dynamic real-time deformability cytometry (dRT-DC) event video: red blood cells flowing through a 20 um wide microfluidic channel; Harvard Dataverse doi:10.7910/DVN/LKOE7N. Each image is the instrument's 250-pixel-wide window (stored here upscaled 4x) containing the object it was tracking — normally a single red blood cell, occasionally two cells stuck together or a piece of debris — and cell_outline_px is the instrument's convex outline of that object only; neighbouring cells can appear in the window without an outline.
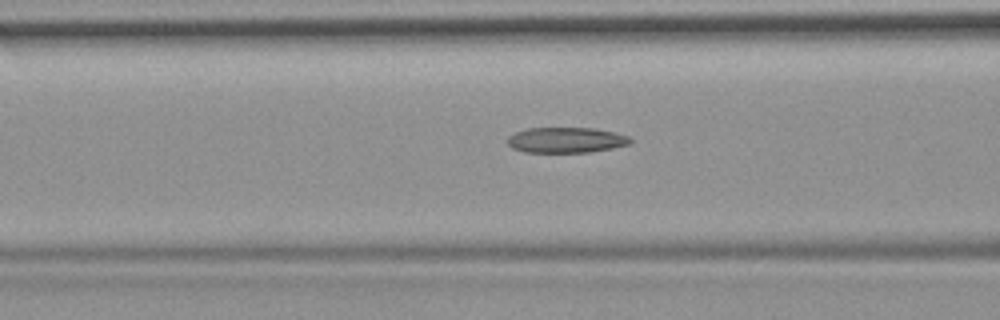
{"species": "common noctule bat (a hibernating species)", "species_latin": "Nyctalus noctula", "temperature_condition": "room temperature", "stored_images_in_passage": 40, "camera_frame_rate_fps": 3000, "um_per_image_px": 0.085, "animal": {"sex": "female", "body_mass_g": 19.9}, "frame": {"image": 1, "passage_image": 7, "time_ms": 2.0, "image_size_px": [1000, 320], "cell_outline_px": [[632, 144], [612, 148], [588, 152], [524, 152], [512, 148], [508, 144], [508, 136], [516, 132], [528, 128], [596, 128], [628, 136], [632, 140]], "centroid_in_image_um": [48.12, 11.9], "position_along_channel_um": 118.5, "area_um2": 18.21}, "authors_computed_cell_mechanics": {"area_um2": 18.3804, "velocity_mm_per_s": 3.7198, "shape_relaxation_time_tau1_ms": null, "shape_relaxation_time_tau2_ms": 3.6005, "deformation_change_tau1": null, "deformation_change_tau2": 0.1307}}